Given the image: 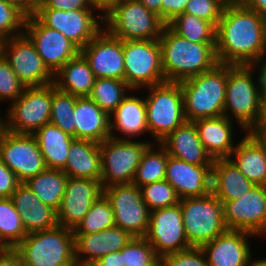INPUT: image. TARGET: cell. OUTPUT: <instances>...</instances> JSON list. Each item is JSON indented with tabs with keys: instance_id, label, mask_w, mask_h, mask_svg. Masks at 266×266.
Instances as JSON below:
<instances>
[{
	"instance_id": "cell-1",
	"label": "cell",
	"mask_w": 266,
	"mask_h": 266,
	"mask_svg": "<svg viewBox=\"0 0 266 266\" xmlns=\"http://www.w3.org/2000/svg\"><path fill=\"white\" fill-rule=\"evenodd\" d=\"M266 55V18L243 4L226 5L216 30L219 63L253 65Z\"/></svg>"
},
{
	"instance_id": "cell-2",
	"label": "cell",
	"mask_w": 266,
	"mask_h": 266,
	"mask_svg": "<svg viewBox=\"0 0 266 266\" xmlns=\"http://www.w3.org/2000/svg\"><path fill=\"white\" fill-rule=\"evenodd\" d=\"M165 81L182 82L213 69L219 62L216 43L187 40L165 25L158 39Z\"/></svg>"
},
{
	"instance_id": "cell-3",
	"label": "cell",
	"mask_w": 266,
	"mask_h": 266,
	"mask_svg": "<svg viewBox=\"0 0 266 266\" xmlns=\"http://www.w3.org/2000/svg\"><path fill=\"white\" fill-rule=\"evenodd\" d=\"M227 64L180 83L186 121L223 115L226 95Z\"/></svg>"
},
{
	"instance_id": "cell-4",
	"label": "cell",
	"mask_w": 266,
	"mask_h": 266,
	"mask_svg": "<svg viewBox=\"0 0 266 266\" xmlns=\"http://www.w3.org/2000/svg\"><path fill=\"white\" fill-rule=\"evenodd\" d=\"M253 65L227 64L226 95L223 115L235 118L245 133L257 122L260 115L262 90L259 78L255 83Z\"/></svg>"
},
{
	"instance_id": "cell-5",
	"label": "cell",
	"mask_w": 266,
	"mask_h": 266,
	"mask_svg": "<svg viewBox=\"0 0 266 266\" xmlns=\"http://www.w3.org/2000/svg\"><path fill=\"white\" fill-rule=\"evenodd\" d=\"M14 249L23 266H78L73 229L60 225L27 234Z\"/></svg>"
},
{
	"instance_id": "cell-6",
	"label": "cell",
	"mask_w": 266,
	"mask_h": 266,
	"mask_svg": "<svg viewBox=\"0 0 266 266\" xmlns=\"http://www.w3.org/2000/svg\"><path fill=\"white\" fill-rule=\"evenodd\" d=\"M183 225L190 247H202L227 230L224 203L212 192L180 199Z\"/></svg>"
},
{
	"instance_id": "cell-7",
	"label": "cell",
	"mask_w": 266,
	"mask_h": 266,
	"mask_svg": "<svg viewBox=\"0 0 266 266\" xmlns=\"http://www.w3.org/2000/svg\"><path fill=\"white\" fill-rule=\"evenodd\" d=\"M146 88L149 89L144 98L147 126L156 144L186 121L183 95L179 82L165 81Z\"/></svg>"
},
{
	"instance_id": "cell-8",
	"label": "cell",
	"mask_w": 266,
	"mask_h": 266,
	"mask_svg": "<svg viewBox=\"0 0 266 266\" xmlns=\"http://www.w3.org/2000/svg\"><path fill=\"white\" fill-rule=\"evenodd\" d=\"M103 21L104 29L121 40L159 39L166 25L138 0H122Z\"/></svg>"
},
{
	"instance_id": "cell-9",
	"label": "cell",
	"mask_w": 266,
	"mask_h": 266,
	"mask_svg": "<svg viewBox=\"0 0 266 266\" xmlns=\"http://www.w3.org/2000/svg\"><path fill=\"white\" fill-rule=\"evenodd\" d=\"M124 81L134 91L165 82L158 39L123 40Z\"/></svg>"
},
{
	"instance_id": "cell-10",
	"label": "cell",
	"mask_w": 266,
	"mask_h": 266,
	"mask_svg": "<svg viewBox=\"0 0 266 266\" xmlns=\"http://www.w3.org/2000/svg\"><path fill=\"white\" fill-rule=\"evenodd\" d=\"M152 142L109 137L100 143L102 188L132 183L142 155Z\"/></svg>"
},
{
	"instance_id": "cell-11",
	"label": "cell",
	"mask_w": 266,
	"mask_h": 266,
	"mask_svg": "<svg viewBox=\"0 0 266 266\" xmlns=\"http://www.w3.org/2000/svg\"><path fill=\"white\" fill-rule=\"evenodd\" d=\"M53 83L25 87L21 96L8 106L7 130L18 134H34L50 122Z\"/></svg>"
},
{
	"instance_id": "cell-12",
	"label": "cell",
	"mask_w": 266,
	"mask_h": 266,
	"mask_svg": "<svg viewBox=\"0 0 266 266\" xmlns=\"http://www.w3.org/2000/svg\"><path fill=\"white\" fill-rule=\"evenodd\" d=\"M103 194L112 206L115 226L133 237H145L150 210L142 199L140 188L134 183L114 184L103 188Z\"/></svg>"
},
{
	"instance_id": "cell-13",
	"label": "cell",
	"mask_w": 266,
	"mask_h": 266,
	"mask_svg": "<svg viewBox=\"0 0 266 266\" xmlns=\"http://www.w3.org/2000/svg\"><path fill=\"white\" fill-rule=\"evenodd\" d=\"M93 11L37 8L35 16L48 28L61 32L81 50L104 27L103 16L94 15Z\"/></svg>"
},
{
	"instance_id": "cell-14",
	"label": "cell",
	"mask_w": 266,
	"mask_h": 266,
	"mask_svg": "<svg viewBox=\"0 0 266 266\" xmlns=\"http://www.w3.org/2000/svg\"><path fill=\"white\" fill-rule=\"evenodd\" d=\"M3 57L26 87L53 83L54 74L44 64L25 33L6 39Z\"/></svg>"
},
{
	"instance_id": "cell-15",
	"label": "cell",
	"mask_w": 266,
	"mask_h": 266,
	"mask_svg": "<svg viewBox=\"0 0 266 266\" xmlns=\"http://www.w3.org/2000/svg\"><path fill=\"white\" fill-rule=\"evenodd\" d=\"M0 158L15 173L20 183L40 174L46 168L33 134L7 131L0 139Z\"/></svg>"
},
{
	"instance_id": "cell-16",
	"label": "cell",
	"mask_w": 266,
	"mask_h": 266,
	"mask_svg": "<svg viewBox=\"0 0 266 266\" xmlns=\"http://www.w3.org/2000/svg\"><path fill=\"white\" fill-rule=\"evenodd\" d=\"M145 239L162 259L165 255L190 248L180 203L150 212Z\"/></svg>"
},
{
	"instance_id": "cell-17",
	"label": "cell",
	"mask_w": 266,
	"mask_h": 266,
	"mask_svg": "<svg viewBox=\"0 0 266 266\" xmlns=\"http://www.w3.org/2000/svg\"><path fill=\"white\" fill-rule=\"evenodd\" d=\"M24 33L33 42L47 68L55 74L80 49L58 30L45 26L35 15L26 17Z\"/></svg>"
},
{
	"instance_id": "cell-18",
	"label": "cell",
	"mask_w": 266,
	"mask_h": 266,
	"mask_svg": "<svg viewBox=\"0 0 266 266\" xmlns=\"http://www.w3.org/2000/svg\"><path fill=\"white\" fill-rule=\"evenodd\" d=\"M222 202L227 229L247 231L257 237L266 233V186L255 185L239 199Z\"/></svg>"
},
{
	"instance_id": "cell-19",
	"label": "cell",
	"mask_w": 266,
	"mask_h": 266,
	"mask_svg": "<svg viewBox=\"0 0 266 266\" xmlns=\"http://www.w3.org/2000/svg\"><path fill=\"white\" fill-rule=\"evenodd\" d=\"M102 194L101 180L68 177L64 195L56 210L58 225L74 229Z\"/></svg>"
},
{
	"instance_id": "cell-20",
	"label": "cell",
	"mask_w": 266,
	"mask_h": 266,
	"mask_svg": "<svg viewBox=\"0 0 266 266\" xmlns=\"http://www.w3.org/2000/svg\"><path fill=\"white\" fill-rule=\"evenodd\" d=\"M96 78L124 81L123 40L104 28L80 50Z\"/></svg>"
},
{
	"instance_id": "cell-21",
	"label": "cell",
	"mask_w": 266,
	"mask_h": 266,
	"mask_svg": "<svg viewBox=\"0 0 266 266\" xmlns=\"http://www.w3.org/2000/svg\"><path fill=\"white\" fill-rule=\"evenodd\" d=\"M249 236L256 237L247 231L227 229L201 249L210 266H249L252 261Z\"/></svg>"
},
{
	"instance_id": "cell-22",
	"label": "cell",
	"mask_w": 266,
	"mask_h": 266,
	"mask_svg": "<svg viewBox=\"0 0 266 266\" xmlns=\"http://www.w3.org/2000/svg\"><path fill=\"white\" fill-rule=\"evenodd\" d=\"M213 165H196L168 156L165 180L180 199L202 197L211 192Z\"/></svg>"
},
{
	"instance_id": "cell-23",
	"label": "cell",
	"mask_w": 266,
	"mask_h": 266,
	"mask_svg": "<svg viewBox=\"0 0 266 266\" xmlns=\"http://www.w3.org/2000/svg\"><path fill=\"white\" fill-rule=\"evenodd\" d=\"M133 236L118 226L90 234H74L75 260L78 266H86L111 253L120 251Z\"/></svg>"
},
{
	"instance_id": "cell-24",
	"label": "cell",
	"mask_w": 266,
	"mask_h": 266,
	"mask_svg": "<svg viewBox=\"0 0 266 266\" xmlns=\"http://www.w3.org/2000/svg\"><path fill=\"white\" fill-rule=\"evenodd\" d=\"M11 199L27 234L48 230L58 225L56 210L42 203L25 183L17 186Z\"/></svg>"
},
{
	"instance_id": "cell-25",
	"label": "cell",
	"mask_w": 266,
	"mask_h": 266,
	"mask_svg": "<svg viewBox=\"0 0 266 266\" xmlns=\"http://www.w3.org/2000/svg\"><path fill=\"white\" fill-rule=\"evenodd\" d=\"M75 139L102 143L112 135L111 115L89 97H77L74 109Z\"/></svg>"
},
{
	"instance_id": "cell-26",
	"label": "cell",
	"mask_w": 266,
	"mask_h": 266,
	"mask_svg": "<svg viewBox=\"0 0 266 266\" xmlns=\"http://www.w3.org/2000/svg\"><path fill=\"white\" fill-rule=\"evenodd\" d=\"M168 155L196 165H213L192 121H185L160 142Z\"/></svg>"
},
{
	"instance_id": "cell-27",
	"label": "cell",
	"mask_w": 266,
	"mask_h": 266,
	"mask_svg": "<svg viewBox=\"0 0 266 266\" xmlns=\"http://www.w3.org/2000/svg\"><path fill=\"white\" fill-rule=\"evenodd\" d=\"M232 123L224 115L194 121L200 141L213 160L229 158L235 149Z\"/></svg>"
},
{
	"instance_id": "cell-28",
	"label": "cell",
	"mask_w": 266,
	"mask_h": 266,
	"mask_svg": "<svg viewBox=\"0 0 266 266\" xmlns=\"http://www.w3.org/2000/svg\"><path fill=\"white\" fill-rule=\"evenodd\" d=\"M254 186L229 158L213 161L211 192L220 201L239 199Z\"/></svg>"
},
{
	"instance_id": "cell-29",
	"label": "cell",
	"mask_w": 266,
	"mask_h": 266,
	"mask_svg": "<svg viewBox=\"0 0 266 266\" xmlns=\"http://www.w3.org/2000/svg\"><path fill=\"white\" fill-rule=\"evenodd\" d=\"M113 119V120H112ZM123 136H116L114 131ZM112 138L115 139H136L139 135L148 132L145 99L128 95L122 100L119 106L111 114ZM130 137V138H129Z\"/></svg>"
},
{
	"instance_id": "cell-30",
	"label": "cell",
	"mask_w": 266,
	"mask_h": 266,
	"mask_svg": "<svg viewBox=\"0 0 266 266\" xmlns=\"http://www.w3.org/2000/svg\"><path fill=\"white\" fill-rule=\"evenodd\" d=\"M63 171L68 177L101 180L100 143L75 139L70 145L68 160Z\"/></svg>"
},
{
	"instance_id": "cell-31",
	"label": "cell",
	"mask_w": 266,
	"mask_h": 266,
	"mask_svg": "<svg viewBox=\"0 0 266 266\" xmlns=\"http://www.w3.org/2000/svg\"><path fill=\"white\" fill-rule=\"evenodd\" d=\"M229 159L255 185L266 186V152L249 133L236 143Z\"/></svg>"
},
{
	"instance_id": "cell-32",
	"label": "cell",
	"mask_w": 266,
	"mask_h": 266,
	"mask_svg": "<svg viewBox=\"0 0 266 266\" xmlns=\"http://www.w3.org/2000/svg\"><path fill=\"white\" fill-rule=\"evenodd\" d=\"M96 77L88 61L79 53L67 61L55 74L53 83L63 92L77 97H88L94 86Z\"/></svg>"
},
{
	"instance_id": "cell-33",
	"label": "cell",
	"mask_w": 266,
	"mask_h": 266,
	"mask_svg": "<svg viewBox=\"0 0 266 266\" xmlns=\"http://www.w3.org/2000/svg\"><path fill=\"white\" fill-rule=\"evenodd\" d=\"M46 168L64 170L70 145L75 140L52 123H46L34 134Z\"/></svg>"
},
{
	"instance_id": "cell-34",
	"label": "cell",
	"mask_w": 266,
	"mask_h": 266,
	"mask_svg": "<svg viewBox=\"0 0 266 266\" xmlns=\"http://www.w3.org/2000/svg\"><path fill=\"white\" fill-rule=\"evenodd\" d=\"M68 175L63 170L45 168L40 174L24 182L41 200L57 210L65 192Z\"/></svg>"
},
{
	"instance_id": "cell-35",
	"label": "cell",
	"mask_w": 266,
	"mask_h": 266,
	"mask_svg": "<svg viewBox=\"0 0 266 266\" xmlns=\"http://www.w3.org/2000/svg\"><path fill=\"white\" fill-rule=\"evenodd\" d=\"M157 144L159 147L158 149L154 148L156 146L152 143L147 147L136 169L132 183L139 188L146 184L165 179L169 155L161 143Z\"/></svg>"
},
{
	"instance_id": "cell-36",
	"label": "cell",
	"mask_w": 266,
	"mask_h": 266,
	"mask_svg": "<svg viewBox=\"0 0 266 266\" xmlns=\"http://www.w3.org/2000/svg\"><path fill=\"white\" fill-rule=\"evenodd\" d=\"M181 37L196 43H216L217 27L194 15L183 13L167 24Z\"/></svg>"
},
{
	"instance_id": "cell-37",
	"label": "cell",
	"mask_w": 266,
	"mask_h": 266,
	"mask_svg": "<svg viewBox=\"0 0 266 266\" xmlns=\"http://www.w3.org/2000/svg\"><path fill=\"white\" fill-rule=\"evenodd\" d=\"M26 235L11 197L0 198V248H15Z\"/></svg>"
},
{
	"instance_id": "cell-38",
	"label": "cell",
	"mask_w": 266,
	"mask_h": 266,
	"mask_svg": "<svg viewBox=\"0 0 266 266\" xmlns=\"http://www.w3.org/2000/svg\"><path fill=\"white\" fill-rule=\"evenodd\" d=\"M132 89L125 81L109 78H96L91 94L88 96L104 112L110 115Z\"/></svg>"
},
{
	"instance_id": "cell-39",
	"label": "cell",
	"mask_w": 266,
	"mask_h": 266,
	"mask_svg": "<svg viewBox=\"0 0 266 266\" xmlns=\"http://www.w3.org/2000/svg\"><path fill=\"white\" fill-rule=\"evenodd\" d=\"M113 226H115V222L112 206L105 195L102 194L73 229V234H90Z\"/></svg>"
},
{
	"instance_id": "cell-40",
	"label": "cell",
	"mask_w": 266,
	"mask_h": 266,
	"mask_svg": "<svg viewBox=\"0 0 266 266\" xmlns=\"http://www.w3.org/2000/svg\"><path fill=\"white\" fill-rule=\"evenodd\" d=\"M76 96L57 89L53 83L50 123L75 138L74 109Z\"/></svg>"
},
{
	"instance_id": "cell-41",
	"label": "cell",
	"mask_w": 266,
	"mask_h": 266,
	"mask_svg": "<svg viewBox=\"0 0 266 266\" xmlns=\"http://www.w3.org/2000/svg\"><path fill=\"white\" fill-rule=\"evenodd\" d=\"M120 252L123 266H161V258L145 237H133Z\"/></svg>"
},
{
	"instance_id": "cell-42",
	"label": "cell",
	"mask_w": 266,
	"mask_h": 266,
	"mask_svg": "<svg viewBox=\"0 0 266 266\" xmlns=\"http://www.w3.org/2000/svg\"><path fill=\"white\" fill-rule=\"evenodd\" d=\"M140 190L142 199L148 206L150 212L165 207H171L180 202V198L175 189L165 179L141 186Z\"/></svg>"
},
{
	"instance_id": "cell-43",
	"label": "cell",
	"mask_w": 266,
	"mask_h": 266,
	"mask_svg": "<svg viewBox=\"0 0 266 266\" xmlns=\"http://www.w3.org/2000/svg\"><path fill=\"white\" fill-rule=\"evenodd\" d=\"M26 17L16 6L0 0V35L8 39L24 33Z\"/></svg>"
},
{
	"instance_id": "cell-44",
	"label": "cell",
	"mask_w": 266,
	"mask_h": 266,
	"mask_svg": "<svg viewBox=\"0 0 266 266\" xmlns=\"http://www.w3.org/2000/svg\"><path fill=\"white\" fill-rule=\"evenodd\" d=\"M25 87L17 78L7 60L2 57L0 59V102H3V100L14 102L22 95Z\"/></svg>"
},
{
	"instance_id": "cell-45",
	"label": "cell",
	"mask_w": 266,
	"mask_h": 266,
	"mask_svg": "<svg viewBox=\"0 0 266 266\" xmlns=\"http://www.w3.org/2000/svg\"><path fill=\"white\" fill-rule=\"evenodd\" d=\"M225 6L221 0H188L184 13L212 22L217 27Z\"/></svg>"
},
{
	"instance_id": "cell-46",
	"label": "cell",
	"mask_w": 266,
	"mask_h": 266,
	"mask_svg": "<svg viewBox=\"0 0 266 266\" xmlns=\"http://www.w3.org/2000/svg\"><path fill=\"white\" fill-rule=\"evenodd\" d=\"M161 266H210L201 247H190L165 255Z\"/></svg>"
},
{
	"instance_id": "cell-47",
	"label": "cell",
	"mask_w": 266,
	"mask_h": 266,
	"mask_svg": "<svg viewBox=\"0 0 266 266\" xmlns=\"http://www.w3.org/2000/svg\"><path fill=\"white\" fill-rule=\"evenodd\" d=\"M38 8L57 10H94L88 0H41Z\"/></svg>"
},
{
	"instance_id": "cell-48",
	"label": "cell",
	"mask_w": 266,
	"mask_h": 266,
	"mask_svg": "<svg viewBox=\"0 0 266 266\" xmlns=\"http://www.w3.org/2000/svg\"><path fill=\"white\" fill-rule=\"evenodd\" d=\"M19 184L15 173L0 158V198L11 197Z\"/></svg>"
},
{
	"instance_id": "cell-49",
	"label": "cell",
	"mask_w": 266,
	"mask_h": 266,
	"mask_svg": "<svg viewBox=\"0 0 266 266\" xmlns=\"http://www.w3.org/2000/svg\"><path fill=\"white\" fill-rule=\"evenodd\" d=\"M188 0H162L161 19L167 25L179 14H183Z\"/></svg>"
},
{
	"instance_id": "cell-50",
	"label": "cell",
	"mask_w": 266,
	"mask_h": 266,
	"mask_svg": "<svg viewBox=\"0 0 266 266\" xmlns=\"http://www.w3.org/2000/svg\"><path fill=\"white\" fill-rule=\"evenodd\" d=\"M0 266H23V263L14 248H0Z\"/></svg>"
},
{
	"instance_id": "cell-51",
	"label": "cell",
	"mask_w": 266,
	"mask_h": 266,
	"mask_svg": "<svg viewBox=\"0 0 266 266\" xmlns=\"http://www.w3.org/2000/svg\"><path fill=\"white\" fill-rule=\"evenodd\" d=\"M4 1L16 6L27 17L35 15L38 5L41 2V0H4Z\"/></svg>"
},
{
	"instance_id": "cell-52",
	"label": "cell",
	"mask_w": 266,
	"mask_h": 266,
	"mask_svg": "<svg viewBox=\"0 0 266 266\" xmlns=\"http://www.w3.org/2000/svg\"><path fill=\"white\" fill-rule=\"evenodd\" d=\"M247 133L256 141H266V115H259L257 122Z\"/></svg>"
},
{
	"instance_id": "cell-53",
	"label": "cell",
	"mask_w": 266,
	"mask_h": 266,
	"mask_svg": "<svg viewBox=\"0 0 266 266\" xmlns=\"http://www.w3.org/2000/svg\"><path fill=\"white\" fill-rule=\"evenodd\" d=\"M91 7L97 10L105 17L114 7H116L122 0H88Z\"/></svg>"
},
{
	"instance_id": "cell-54",
	"label": "cell",
	"mask_w": 266,
	"mask_h": 266,
	"mask_svg": "<svg viewBox=\"0 0 266 266\" xmlns=\"http://www.w3.org/2000/svg\"><path fill=\"white\" fill-rule=\"evenodd\" d=\"M104 266H123L120 251L111 252L98 260Z\"/></svg>"
},
{
	"instance_id": "cell-55",
	"label": "cell",
	"mask_w": 266,
	"mask_h": 266,
	"mask_svg": "<svg viewBox=\"0 0 266 266\" xmlns=\"http://www.w3.org/2000/svg\"><path fill=\"white\" fill-rule=\"evenodd\" d=\"M242 4L266 18V0H244Z\"/></svg>"
},
{
	"instance_id": "cell-56",
	"label": "cell",
	"mask_w": 266,
	"mask_h": 266,
	"mask_svg": "<svg viewBox=\"0 0 266 266\" xmlns=\"http://www.w3.org/2000/svg\"><path fill=\"white\" fill-rule=\"evenodd\" d=\"M264 57H266V56L263 55L256 63L253 64L254 68L259 70V72H258L259 76H257V77L259 78L260 89L262 91L266 90V59ZM258 66L260 69L256 68Z\"/></svg>"
},
{
	"instance_id": "cell-57",
	"label": "cell",
	"mask_w": 266,
	"mask_h": 266,
	"mask_svg": "<svg viewBox=\"0 0 266 266\" xmlns=\"http://www.w3.org/2000/svg\"><path fill=\"white\" fill-rule=\"evenodd\" d=\"M142 3L147 9L154 12L161 18V3L162 0H138Z\"/></svg>"
},
{
	"instance_id": "cell-58",
	"label": "cell",
	"mask_w": 266,
	"mask_h": 266,
	"mask_svg": "<svg viewBox=\"0 0 266 266\" xmlns=\"http://www.w3.org/2000/svg\"><path fill=\"white\" fill-rule=\"evenodd\" d=\"M260 115H266V90L262 91Z\"/></svg>"
},
{
	"instance_id": "cell-59",
	"label": "cell",
	"mask_w": 266,
	"mask_h": 266,
	"mask_svg": "<svg viewBox=\"0 0 266 266\" xmlns=\"http://www.w3.org/2000/svg\"><path fill=\"white\" fill-rule=\"evenodd\" d=\"M0 114V139L6 134L7 130V120L4 121Z\"/></svg>"
},
{
	"instance_id": "cell-60",
	"label": "cell",
	"mask_w": 266,
	"mask_h": 266,
	"mask_svg": "<svg viewBox=\"0 0 266 266\" xmlns=\"http://www.w3.org/2000/svg\"><path fill=\"white\" fill-rule=\"evenodd\" d=\"M249 266H266V258L264 259H254L253 261H251V263L249 264Z\"/></svg>"
},
{
	"instance_id": "cell-61",
	"label": "cell",
	"mask_w": 266,
	"mask_h": 266,
	"mask_svg": "<svg viewBox=\"0 0 266 266\" xmlns=\"http://www.w3.org/2000/svg\"><path fill=\"white\" fill-rule=\"evenodd\" d=\"M5 42H6V38L0 35V59L4 55V45H5Z\"/></svg>"
},
{
	"instance_id": "cell-62",
	"label": "cell",
	"mask_w": 266,
	"mask_h": 266,
	"mask_svg": "<svg viewBox=\"0 0 266 266\" xmlns=\"http://www.w3.org/2000/svg\"><path fill=\"white\" fill-rule=\"evenodd\" d=\"M225 5L242 4L244 0H221Z\"/></svg>"
},
{
	"instance_id": "cell-63",
	"label": "cell",
	"mask_w": 266,
	"mask_h": 266,
	"mask_svg": "<svg viewBox=\"0 0 266 266\" xmlns=\"http://www.w3.org/2000/svg\"><path fill=\"white\" fill-rule=\"evenodd\" d=\"M86 266H104L102 265L98 260L97 261H93L91 263H89L88 265Z\"/></svg>"
},
{
	"instance_id": "cell-64",
	"label": "cell",
	"mask_w": 266,
	"mask_h": 266,
	"mask_svg": "<svg viewBox=\"0 0 266 266\" xmlns=\"http://www.w3.org/2000/svg\"><path fill=\"white\" fill-rule=\"evenodd\" d=\"M257 142L262 144L266 152V141H257Z\"/></svg>"
}]
</instances>
